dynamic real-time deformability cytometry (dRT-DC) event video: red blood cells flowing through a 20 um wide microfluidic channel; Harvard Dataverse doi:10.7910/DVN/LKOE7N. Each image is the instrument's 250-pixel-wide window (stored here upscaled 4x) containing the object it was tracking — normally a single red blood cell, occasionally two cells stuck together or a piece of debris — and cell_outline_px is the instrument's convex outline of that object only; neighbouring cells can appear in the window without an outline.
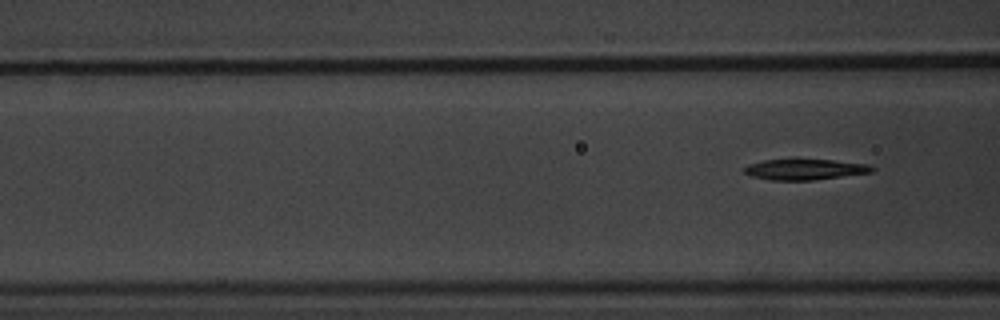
{"species": "common noctule bat (a hibernating species)", "species_latin": "Nyctalus noctula", "temperature_condition": "warm", "stored_images_in_passage": 7, "camera_frame_rate_fps": 3000, "um_per_image_px": 0.085, "animal": {"sex": "male", "body_mass_g": 20.1, "forearm_length_mm": 53.5}, "frame": {"image": 1, "passage_image": 7, "time_ms": 8.333, "image_size_px": [1000, 320], "cell_outline_px": [[876, 168], [872, 172], [812, 180], [768, 180], [752, 176], [744, 172], [744, 168], [748, 164], [764, 160], [832, 160], [872, 164]], "centroid_in_image_um": [68.45, 14.4], "position_along_channel_um": 98.2, "area_um2": 15.32}}